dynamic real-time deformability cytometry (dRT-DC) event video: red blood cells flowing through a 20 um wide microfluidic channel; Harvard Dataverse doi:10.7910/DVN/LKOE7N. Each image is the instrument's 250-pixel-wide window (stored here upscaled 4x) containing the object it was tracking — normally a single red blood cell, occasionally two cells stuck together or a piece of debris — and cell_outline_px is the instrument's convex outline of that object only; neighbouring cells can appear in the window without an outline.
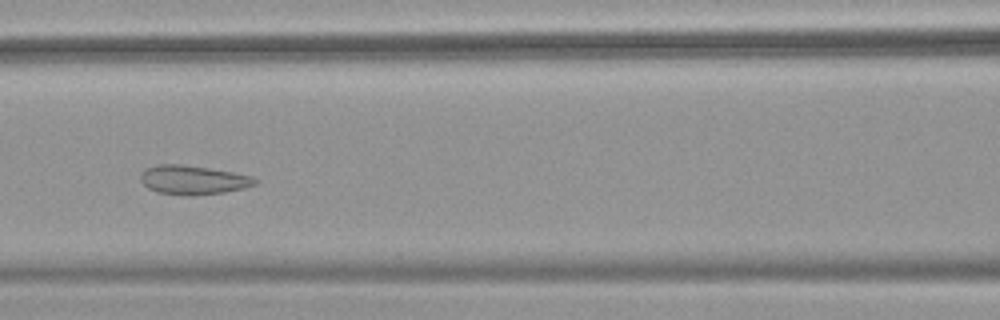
{"species": "common noctule bat (a hibernating species)", "species_latin": "Nyctalus noctula", "temperature_condition": "warm", "stored_images_in_passage": 49, "camera_frame_rate_fps": 3000, "um_per_image_px": 0.085, "animal": {"sex": "female", "body_mass_g": 18.4}, "frame": {"image": 1, "passage_image": 20, "time_ms": 6.333, "image_size_px": [1000, 320], "cell_outline_px": [[260, 180], [256, 184], [244, 188], [224, 192], [188, 196], [156, 192], [148, 188], [140, 180], [140, 176], [144, 168], [160, 164], [180, 164], [208, 168], [232, 172], [252, 176]], "centroid_in_image_um": [16.4, 15.29], "position_along_channel_um": 150.2, "area_um2": 19.42}}
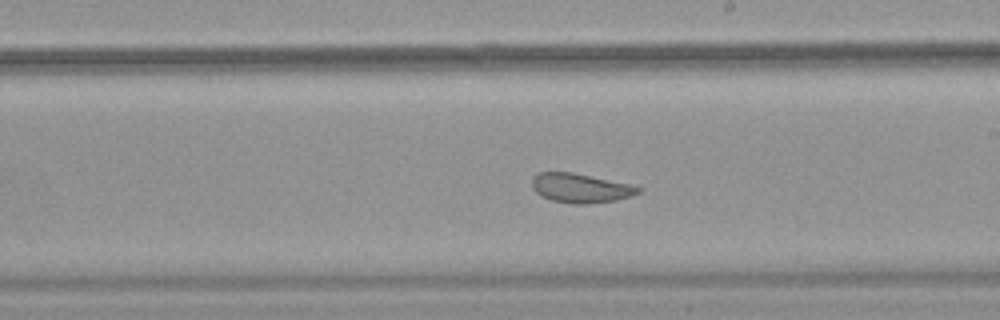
{"frame": {"image": 2, "passage_image": 27, "time_ms": 8.667, "image_size_px": [1000, 320], "cell_outline_px": [[640, 192], [632, 196], [616, 200], [588, 204], [572, 204], [552, 200], [536, 192], [532, 188], [532, 176], [540, 172], [572, 172], [628, 184], [640, 188]], "centroid_in_image_um": [49.31, 15.99], "position_along_channel_um": 239.7, "area_um2": 17.92}}
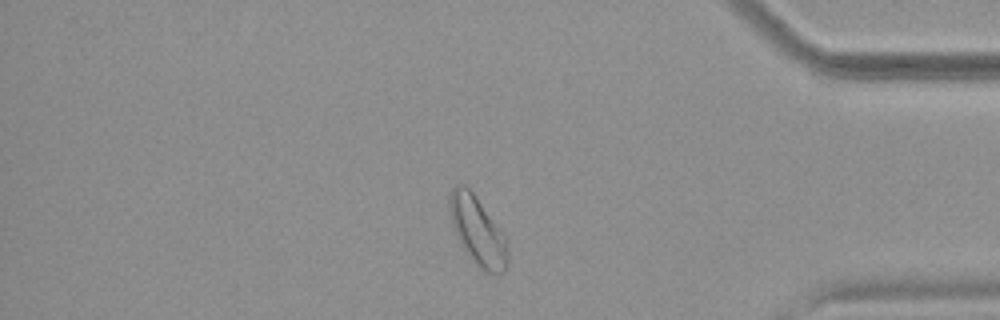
{"frame": {"image": 3, "passage_image": 41, "time_ms": 13.333, "image_size_px": [1000, 320], "cell_outline_px": [[508, 264], [504, 272], [496, 276], [480, 268], [468, 256], [456, 236], [452, 224], [448, 208], [448, 200], [452, 188], [456, 184], [464, 184], [472, 192], [508, 240]], "centroid_in_image_um": [40.6, 19.66], "position_along_channel_um": 394.6, "area_um2": 23.29}, "authors_computed_cell_mechanics": {"area_um2": 22.831, "velocity_mm_per_s": 3.856, "shape_relaxation_time_tau1_ms": null, "shape_relaxation_time_tau2_ms": 1.3661, "deformation_change_tau1": null, "deformation_change_tau2": 0.0804}}